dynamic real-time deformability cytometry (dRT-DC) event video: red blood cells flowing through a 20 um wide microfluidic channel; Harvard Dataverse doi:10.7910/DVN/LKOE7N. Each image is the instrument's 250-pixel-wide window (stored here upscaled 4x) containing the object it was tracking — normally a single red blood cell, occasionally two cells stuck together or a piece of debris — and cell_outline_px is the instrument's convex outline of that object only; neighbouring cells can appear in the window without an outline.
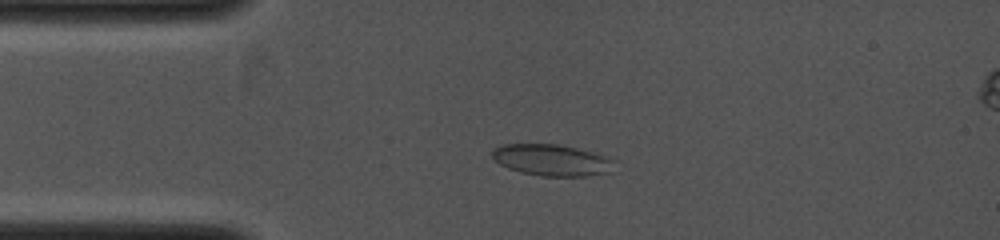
{"species": "common noctule bat (a hibernating species)", "species_latin": "Nyctalus noctula", "temperature_condition": "cold", "stored_images_in_passage": 2, "camera_frame_rate_fps": 4000, "um_per_image_px": 0.085, "animal": {"sex": "female", "body_mass_g": 19.0, "forearm_length_mm": 53.3}, "frame": {"image": 1, "passage_image": 1, "time_ms": 0.0, "image_size_px": [1000, 240], "cell_outline_px": [[616, 160], [604, 172], [584, 176], [540, 176], [520, 172], [508, 168], [500, 164], [492, 156], [492, 148], [504, 144], [560, 144], [600, 152]], "centroid_in_image_um": [46.89, 13.58], "position_along_channel_um": 38.1, "area_um2": 22.48}}